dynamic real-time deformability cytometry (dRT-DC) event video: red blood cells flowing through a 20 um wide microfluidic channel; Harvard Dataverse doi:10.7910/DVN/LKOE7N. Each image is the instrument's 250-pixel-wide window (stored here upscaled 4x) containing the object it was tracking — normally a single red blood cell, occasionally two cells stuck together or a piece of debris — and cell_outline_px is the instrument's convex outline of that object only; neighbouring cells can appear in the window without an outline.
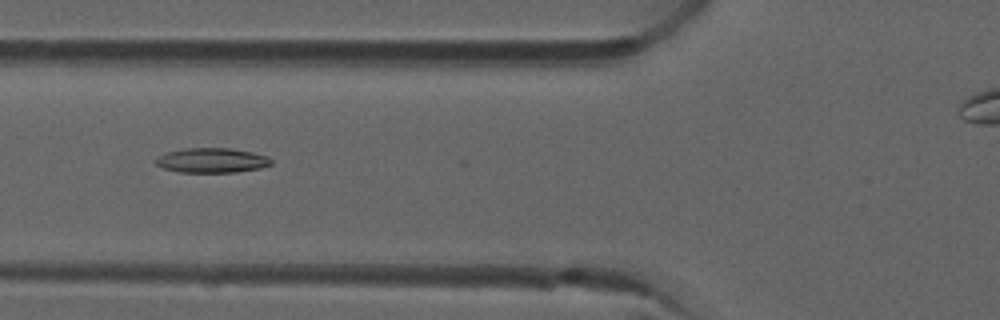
{"species": "common noctule bat (a hibernating species)", "species_latin": "Nyctalus noctula", "temperature_condition": "room temperature", "stored_images_in_passage": 7, "camera_frame_rate_fps": 3000, "um_per_image_px": 0.085, "animal": {"sex": "male", "forearm_length_mm": 52.5}, "frame": {"image": 1, "passage_image": 5, "time_ms": 1.333, "image_size_px": [1000, 320], "cell_outline_px": [[272, 164], [260, 168], [236, 172], [180, 172], [164, 168], [156, 164], [152, 160], [156, 156], [168, 152], [184, 148], [232, 148], [252, 152], [268, 156], [272, 160]], "centroid_in_image_um": [17.99, 13.62], "position_along_channel_um": 107.8, "area_um2": 16.76}}
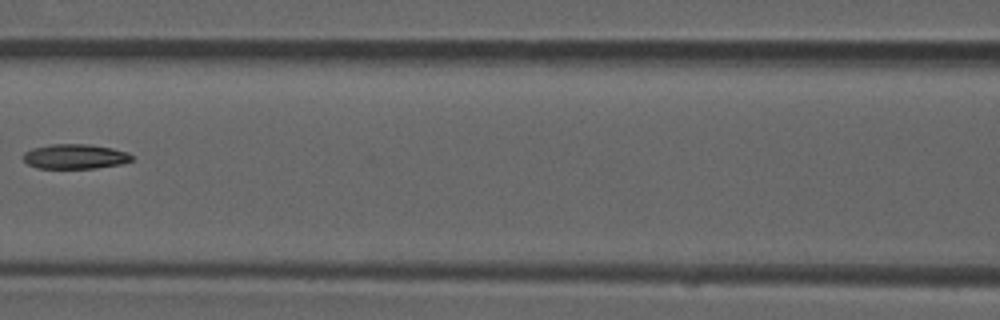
{"frame": {"image": 2, "passage_image": 6, "time_ms": 1.667, "image_size_px": [1000, 320], "cell_outline_px": [[132, 160], [120, 164], [96, 168], [36, 168], [28, 164], [24, 160], [24, 152], [32, 148], [52, 144], [88, 144], [112, 148], [128, 152], [132, 156]], "centroid_in_image_um": [6.37, 13.3], "position_along_channel_um": 160.2, "area_um2": 15.61}}
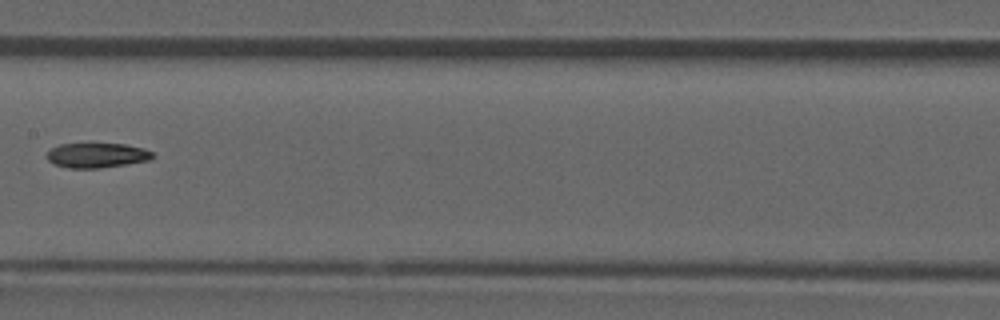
{"frame": {"image": 3, "passage_image": 7, "time_ms": 2.0, "image_size_px": [1000, 320], "cell_outline_px": [[156, 156], [152, 160], [100, 168], [68, 168], [56, 164], [48, 160], [48, 152], [52, 148], [60, 144], [88, 140], [124, 144], [144, 148], [152, 152]], "centroid_in_image_um": [8.27, 13.14], "position_along_channel_um": 199.1, "area_um2": 16.13}}